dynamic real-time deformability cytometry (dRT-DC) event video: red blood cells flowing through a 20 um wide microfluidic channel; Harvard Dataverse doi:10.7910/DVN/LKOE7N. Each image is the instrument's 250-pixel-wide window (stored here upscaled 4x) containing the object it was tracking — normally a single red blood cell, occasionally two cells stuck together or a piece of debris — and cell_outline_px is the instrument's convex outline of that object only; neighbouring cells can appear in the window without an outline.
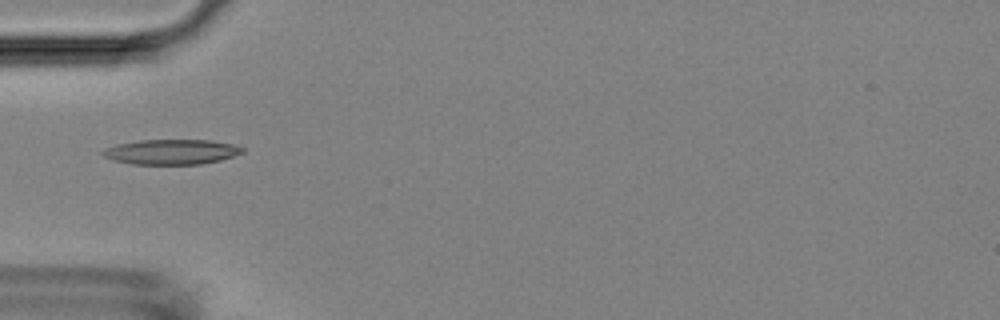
{"species": "Egyptian fruit bat (a non-hibernating species)", "species_latin": "Rousettus aegyptiacus", "temperature_condition": "room temperature", "stored_images_in_passage": 37, "camera_frame_rate_fps": 3000, "um_per_image_px": 0.085, "animal": {"sex": "female"}, "frame": {"image": 1, "passage_image": 1, "time_ms": 0.0, "image_size_px": [1000, 320], "cell_outline_px": [[244, 152], [220, 160], [200, 164], [132, 164], [112, 160], [104, 156], [100, 152], [104, 148], [116, 144], [140, 140], [212, 140], [232, 144], [244, 148]], "centroid_in_image_um": [14.53, 12.9], "position_along_channel_um": 70.5, "area_um2": 20.4}}
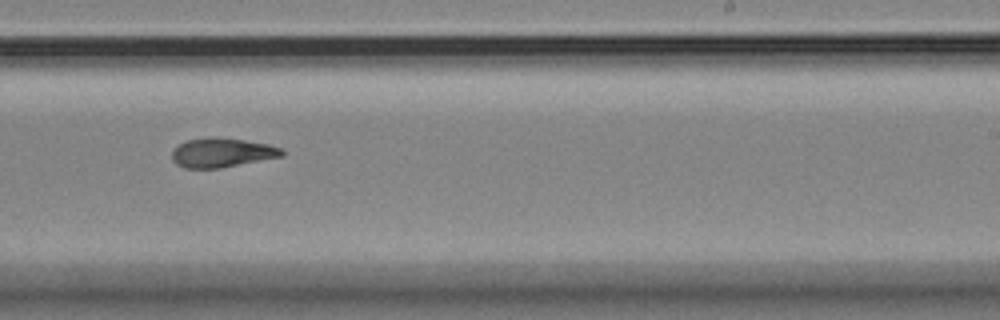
{"frame": {"image": 2, "passage_image": 17, "time_ms": 5.333, "image_size_px": [1000, 320], "cell_outline_px": [[284, 156], [220, 168], [184, 168], [176, 164], [172, 160], [172, 152], [180, 144], [188, 140], [212, 136], [244, 140], [268, 144], [284, 148]], "centroid_in_image_um": [18.89, 12.97], "position_along_channel_um": 270.1, "area_um2": 18.79}}
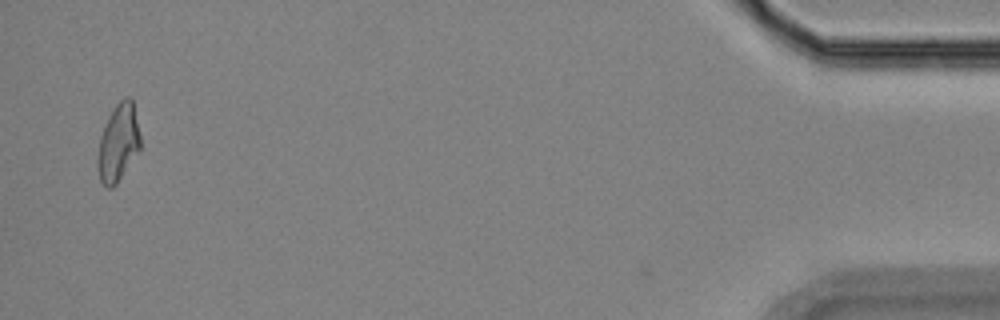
{"frame": {"image": 3, "passage_image": 36, "time_ms": 11.667, "image_size_px": [1000, 320], "cell_outline_px": [[140, 152], [116, 184], [112, 188], [108, 188], [100, 180], [100, 136], [104, 124], [112, 108], [124, 96], [132, 96], [140, 136]], "centroid_in_image_um": [10.11, 12.07], "position_along_channel_um": 425.1, "area_um2": 19.02}, "authors_computed_cell_mechanics": {"area_um2": 18.9584, "velocity_mm_per_s": 3.7279, "shape_relaxation_time_tau1_ms": 5.1703, "shape_relaxation_time_tau2_ms": 3.7767, "deformation_change_tau1": 0.155, "deformation_change_tau2": 0.1183}}